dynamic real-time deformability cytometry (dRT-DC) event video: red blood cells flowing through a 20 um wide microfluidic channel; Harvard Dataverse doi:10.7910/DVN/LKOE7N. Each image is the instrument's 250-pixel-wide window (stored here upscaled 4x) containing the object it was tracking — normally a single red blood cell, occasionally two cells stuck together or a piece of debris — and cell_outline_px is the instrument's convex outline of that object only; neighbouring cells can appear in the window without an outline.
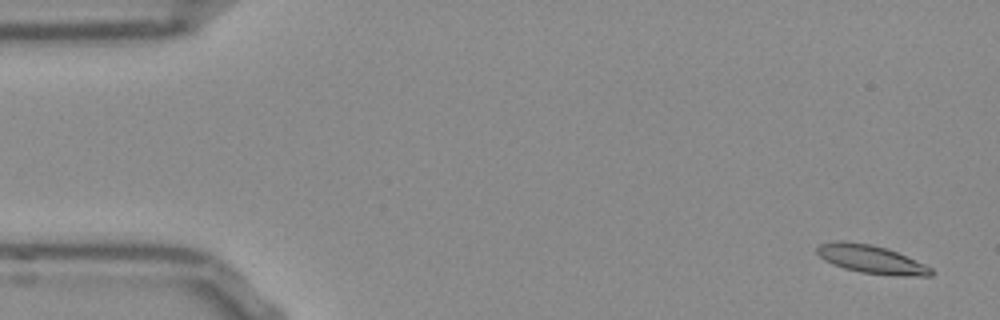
{"species": "Egyptian fruit bat (a non-hibernating species)", "species_latin": "Rousettus aegyptiacus", "temperature_condition": "room temperature", "stored_images_in_passage": 55, "segment_of_instrument_passage": [1, 2], "camera_frame_rate_fps": 3000, "um_per_image_px": 0.085, "frame": {"image": 1, "passage_image": 3, "time_ms": 0.667, "image_size_px": [1000, 320], "cell_outline_px": [[936, 272], [932, 276], [896, 276], [860, 272], [844, 268], [832, 264], [824, 260], [816, 252], [816, 248], [820, 244], [836, 240], [844, 240], [868, 244], [884, 248], [896, 252], [924, 264], [932, 268]], "centroid_in_image_um": [74.05, 22.05], "position_along_channel_um": 10.9, "area_um2": 18.79}}
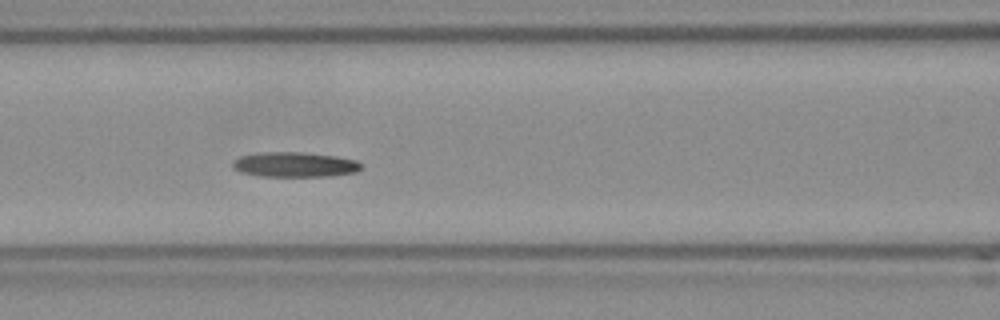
{"frame": {"image": 2, "passage_image": 23, "time_ms": 7.333, "image_size_px": [1000, 320], "cell_outline_px": [[360, 168], [356, 172], [332, 176], [256, 176], [240, 172], [232, 168], [232, 160], [240, 156], [268, 152], [300, 152], [336, 156], [356, 160], [360, 164]], "centroid_in_image_um": [25.01, 13.99], "position_along_channel_um": 141.6, "area_um2": 18.67}}
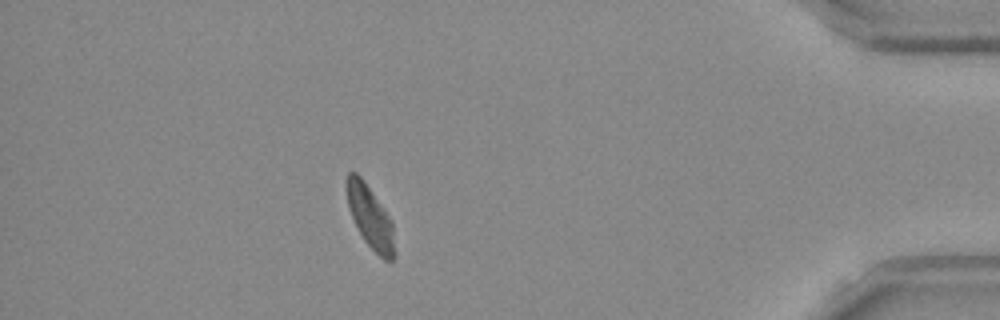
{"frame": {"image": 3, "passage_image": 48, "time_ms": 15.667, "image_size_px": [1000, 320], "cell_outline_px": [[396, 252], [392, 260], [384, 260], [364, 240], [352, 216], [348, 204], [344, 188], [344, 184], [348, 172], [356, 172], [364, 180], [392, 220]], "centroid_in_image_um": [31.46, 18.41], "position_along_channel_um": 403.7, "area_um2": 17.51}}